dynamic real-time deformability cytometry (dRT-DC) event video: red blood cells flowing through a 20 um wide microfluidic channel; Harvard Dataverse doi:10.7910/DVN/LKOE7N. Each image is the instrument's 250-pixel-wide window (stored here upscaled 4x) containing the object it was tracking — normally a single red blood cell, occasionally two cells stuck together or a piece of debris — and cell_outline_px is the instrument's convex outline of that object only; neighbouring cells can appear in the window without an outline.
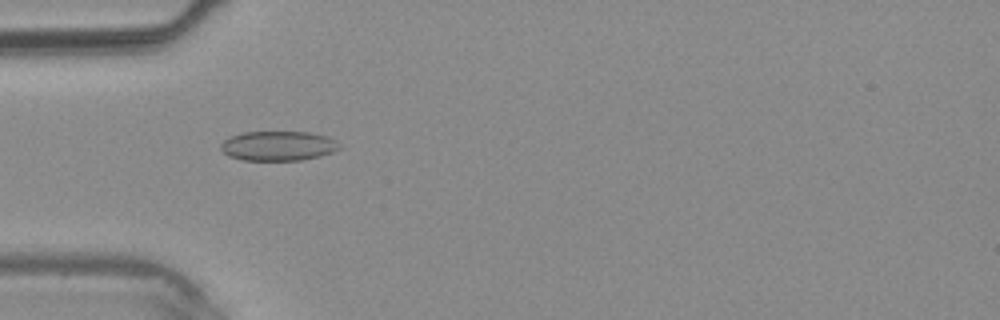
{"species": "common noctule bat (a hibernating species)", "species_latin": "Nyctalus noctula", "temperature_condition": "warm", "stored_images_in_passage": 38, "camera_frame_rate_fps": 3000, "um_per_image_px": 0.085, "animal": {"sex": "male", "body_mass_g": 20.4}, "frame": {"image": 1, "passage_image": 12, "time_ms": 3.667, "image_size_px": [1000, 320], "cell_outline_px": [[340, 148], [332, 152], [320, 156], [300, 160], [244, 160], [228, 156], [220, 148], [220, 144], [224, 140], [232, 136], [244, 132], [308, 132], [328, 136], [336, 140]], "centroid_in_image_um": [23.65, 12.4], "position_along_channel_um": 61.4, "area_um2": 20.4}}